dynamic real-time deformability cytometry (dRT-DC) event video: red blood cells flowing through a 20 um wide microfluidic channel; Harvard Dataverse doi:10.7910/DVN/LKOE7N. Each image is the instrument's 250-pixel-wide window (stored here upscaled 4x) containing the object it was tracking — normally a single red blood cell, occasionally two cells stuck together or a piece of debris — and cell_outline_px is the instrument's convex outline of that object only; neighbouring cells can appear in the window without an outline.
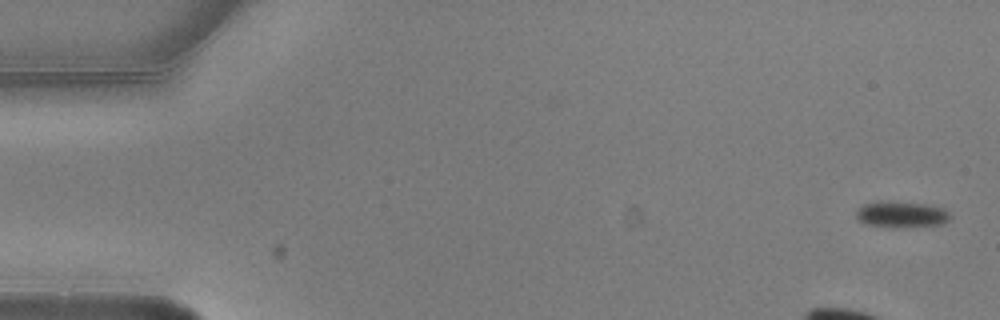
{"species": "common noctule bat (a hibernating species)", "species_latin": "Nyctalus noctula", "temperature_condition": "warm", "stored_images_in_passage": 5, "camera_frame_rate_fps": 3000, "um_per_image_px": 0.085, "animal": {"sex": "male", "body_mass_g": 20.5, "forearm_length_mm": 52.5}, "frame": {"image": 1, "passage_image": 1, "time_ms": 0.0, "image_size_px": [1000, 320], "cell_outline_px": [[952, 216], [944, 224], [868, 224], [856, 220], [856, 212], [864, 204], [876, 200], [892, 200], [932, 204], [944, 208]], "centroid_in_image_um": [76.64, 18.12], "position_along_channel_um": 8.4, "area_um2": 13.81}}